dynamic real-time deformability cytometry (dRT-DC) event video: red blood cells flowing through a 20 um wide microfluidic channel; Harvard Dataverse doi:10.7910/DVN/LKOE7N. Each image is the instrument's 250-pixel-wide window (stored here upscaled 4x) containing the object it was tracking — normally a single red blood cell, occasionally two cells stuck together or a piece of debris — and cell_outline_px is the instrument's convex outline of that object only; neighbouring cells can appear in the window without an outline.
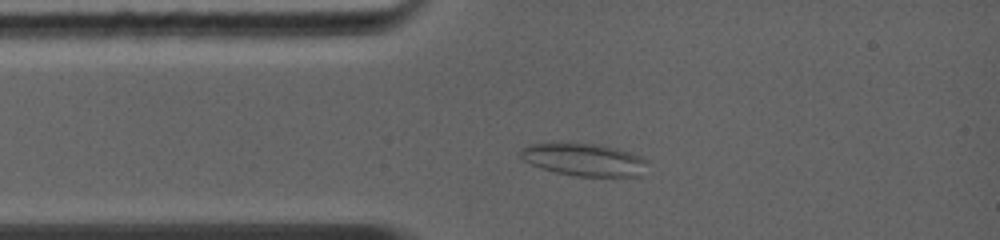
{"species": "common noctule bat (a hibernating species)", "species_latin": "Nyctalus noctula", "temperature_condition": "warm", "stored_images_in_passage": 36, "camera_frame_rate_fps": 5000, "um_per_image_px": 0.085, "animal": {"sex": "female", "body_mass_g": 19.0, "forearm_length_mm": 56.7}, "frame": {"image": 1, "passage_image": 7, "time_ms": 1.8, "image_size_px": [1000, 240], "cell_outline_px": [[644, 160], [640, 176], [576, 176], [556, 172], [532, 164], [524, 160], [520, 156], [520, 148], [528, 144], [552, 140], [592, 144], [616, 148], [640, 156]], "centroid_in_image_um": [49.49, 13.52], "position_along_channel_um": 35.5, "area_um2": 24.1}}
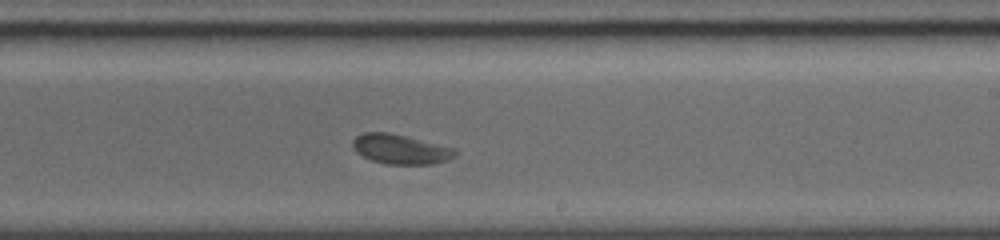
{"frame": {"image": 2, "passage_image": 24, "time_ms": 7.0, "image_size_px": [1000, 240], "cell_outline_px": [[456, 156], [448, 160], [432, 164], [388, 164], [372, 160], [356, 152], [352, 144], [352, 140], [356, 136], [364, 132], [388, 132], [456, 148]], "centroid_in_image_um": [34.05, 12.68], "position_along_channel_um": 254.9, "area_um2": 17.63}}
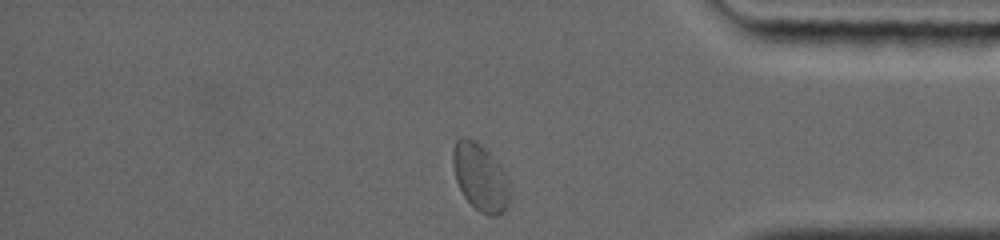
{"frame": {"image": 3, "passage_image": 36, "time_ms": 10.6, "image_size_px": [1000, 240], "cell_outline_px": [[508, 204], [504, 212], [496, 216], [488, 216], [480, 212], [464, 196], [456, 180], [452, 164], [452, 152], [456, 140], [460, 136], [464, 136], [480, 144], [500, 164], [508, 180]], "centroid_in_image_um": [40.8, 15.06], "position_along_channel_um": 394.4, "area_um2": 22.14}, "authors_computed_cell_mechanics": {"area_um2": 18.0336, "velocity_mm_per_s": 4.3649, "shape_relaxation_time_tau1_ms": 5.0786, "shape_relaxation_time_tau2_ms": 2.0011, "deformation_change_tau1": 0.1012, "deformation_change_tau2": 0.059}}